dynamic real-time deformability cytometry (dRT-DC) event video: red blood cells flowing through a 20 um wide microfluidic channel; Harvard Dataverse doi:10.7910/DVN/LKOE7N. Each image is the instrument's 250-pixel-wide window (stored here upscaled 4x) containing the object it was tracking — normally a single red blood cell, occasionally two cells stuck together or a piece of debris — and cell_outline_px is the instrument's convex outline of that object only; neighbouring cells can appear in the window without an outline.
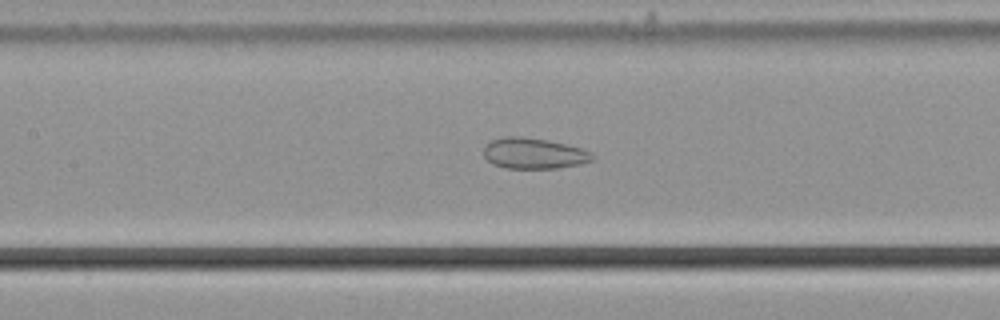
{"species": "common noctule bat (a hibernating species)", "species_latin": "Nyctalus noctula", "temperature_condition": "cold", "stored_images_in_passage": 52, "camera_frame_rate_fps": 3000, "um_per_image_px": 0.085, "animal": {"sex": "male", "body_mass_g": 21.5, "forearm_length_mm": 52.0}, "frame": {"image": 1, "passage_image": 22, "time_ms": 7.0, "image_size_px": [1000, 320], "cell_outline_px": [[592, 160], [580, 164], [556, 168], [504, 168], [492, 164], [484, 156], [484, 148], [492, 140], [504, 136], [520, 136], [548, 140], [580, 148], [592, 152]], "centroid_in_image_um": [45.35, 13.04], "position_along_channel_um": 162.1, "area_um2": 19.36}}
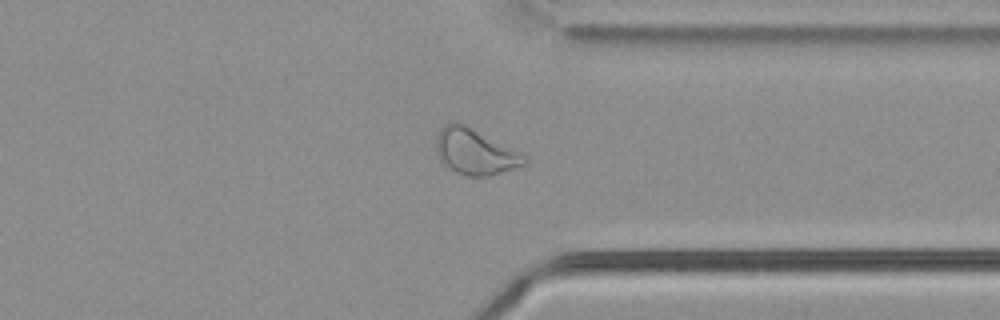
{"frame": {"image": 2, "passage_image": 39, "time_ms": 12.667, "image_size_px": [1000, 320], "cell_outline_px": [[528, 160], [524, 164], [488, 176], [468, 176], [456, 172], [444, 164], [440, 160], [436, 152], [436, 136], [440, 128], [444, 124], [452, 120], [460, 120], [520, 152]], "centroid_in_image_um": [40.32, 12.83], "position_along_channel_um": 371.1, "area_um2": 23.76}}
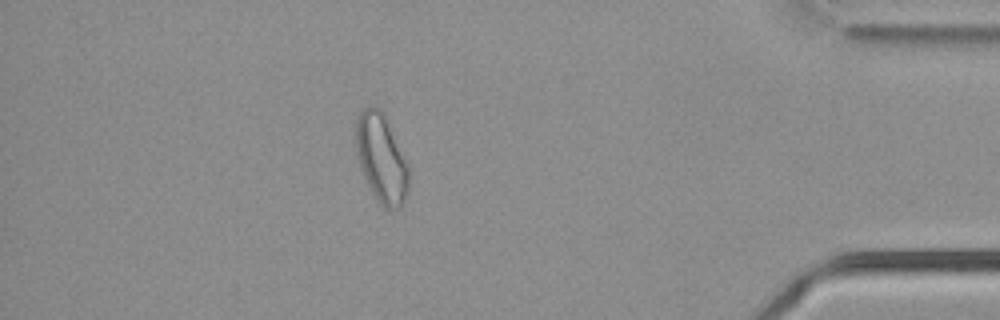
{"frame": {"image": 3, "passage_image": 45, "time_ms": 14.667, "image_size_px": [1000, 320], "cell_outline_px": [[408, 188], [404, 200], [400, 208], [384, 208], [380, 204], [372, 192], [364, 176], [360, 164], [356, 148], [356, 120], [360, 112], [364, 108], [380, 108], [384, 112], [388, 120], [408, 164]], "centroid_in_image_um": [32.43, 13.44], "position_along_channel_um": 402.8, "area_um2": 26.93}, "authors_computed_cell_mechanics": {"area_um2": 25.2875, "velocity_mm_per_s": 3.7071, "shape_relaxation_time_tau1_ms": null, "shape_relaxation_time_tau2_ms": 1.7446, "deformation_change_tau1": null, "deformation_change_tau2": 0.0878}}